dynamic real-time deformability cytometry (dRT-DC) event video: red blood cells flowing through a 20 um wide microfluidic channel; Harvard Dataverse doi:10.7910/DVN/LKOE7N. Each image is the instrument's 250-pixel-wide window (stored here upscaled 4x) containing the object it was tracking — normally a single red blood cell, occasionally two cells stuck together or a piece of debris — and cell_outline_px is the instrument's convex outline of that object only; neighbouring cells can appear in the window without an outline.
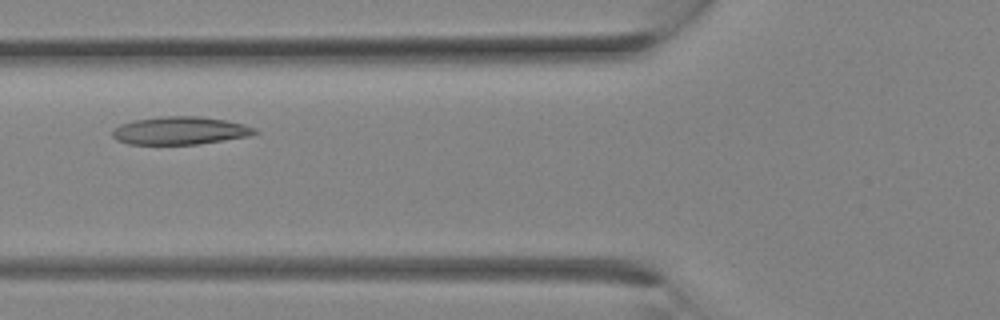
{"species": "Egyptian fruit bat (a non-hibernating species)", "species_latin": "Rousettus aegyptiacus", "temperature_condition": "room temperature", "stored_images_in_passage": 7, "camera_frame_rate_fps": 3000, "um_per_image_px": 0.085, "animal": {"sex": "female"}, "frame": {"image": 1, "passage_image": 4, "time_ms": 1.0, "image_size_px": [1000, 320], "cell_outline_px": [[260, 132], [248, 136], [224, 140], [196, 144], [128, 144], [116, 140], [112, 136], [112, 128], [120, 124], [132, 120], [160, 116], [200, 116], [224, 120], [244, 124], [256, 128]], "centroid_in_image_um": [15.27, 11.09], "position_along_channel_um": 110.5, "area_um2": 23.29}}
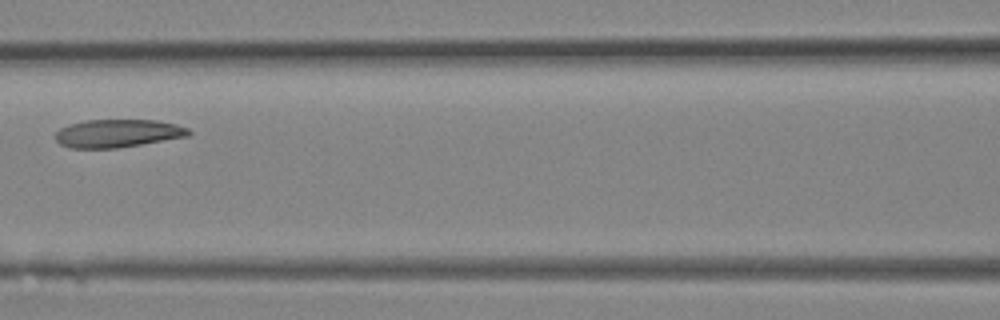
{"frame": {"image": 2, "passage_image": 6, "time_ms": 1.667, "image_size_px": [1000, 320], "cell_outline_px": [[192, 132], [188, 136], [116, 148], [68, 148], [60, 144], [56, 140], [56, 132], [60, 128], [68, 124], [84, 120], [156, 120], [176, 124], [188, 128]], "centroid_in_image_um": [9.98, 11.33], "position_along_channel_um": 156.6, "area_um2": 21.73}}